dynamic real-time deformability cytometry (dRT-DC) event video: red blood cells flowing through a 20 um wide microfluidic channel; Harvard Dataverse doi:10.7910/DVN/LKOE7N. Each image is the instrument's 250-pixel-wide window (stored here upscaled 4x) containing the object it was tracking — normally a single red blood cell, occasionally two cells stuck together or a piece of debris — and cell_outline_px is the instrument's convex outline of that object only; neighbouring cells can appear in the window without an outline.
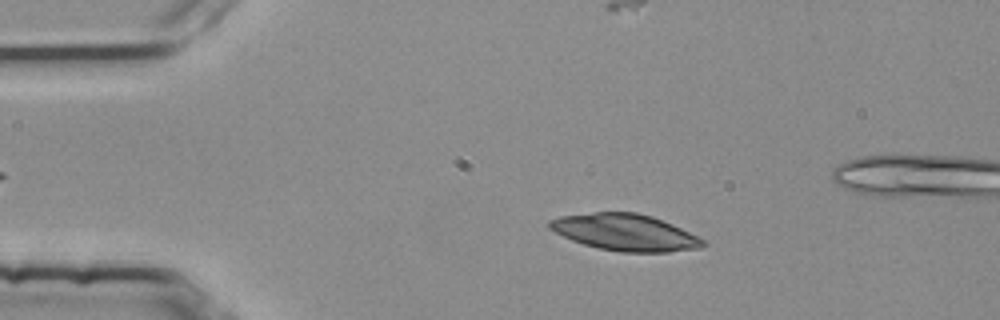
{"species": "common noctule bat (a hibernating species)", "species_latin": "Nyctalus noctula", "temperature_condition": "room temperature", "stored_images_in_passage": 4, "camera_frame_rate_fps": 3000, "um_per_image_px": 0.085, "animal": {"sex": "female", "body_mass_g": 25.1}, "frame": {"image": 1, "passage_image": 2, "time_ms": 0.333, "image_size_px": [1000, 320], "cell_outline_px": [[704, 244], [700, 248], [668, 252], [620, 252], [600, 248], [584, 244], [572, 240], [548, 228], [548, 220], [560, 216], [596, 212], [636, 212], [652, 216], [672, 224], [704, 240]], "centroid_in_image_um": [53.11, 19.75], "position_along_channel_um": 31.9, "area_um2": 32.43}}